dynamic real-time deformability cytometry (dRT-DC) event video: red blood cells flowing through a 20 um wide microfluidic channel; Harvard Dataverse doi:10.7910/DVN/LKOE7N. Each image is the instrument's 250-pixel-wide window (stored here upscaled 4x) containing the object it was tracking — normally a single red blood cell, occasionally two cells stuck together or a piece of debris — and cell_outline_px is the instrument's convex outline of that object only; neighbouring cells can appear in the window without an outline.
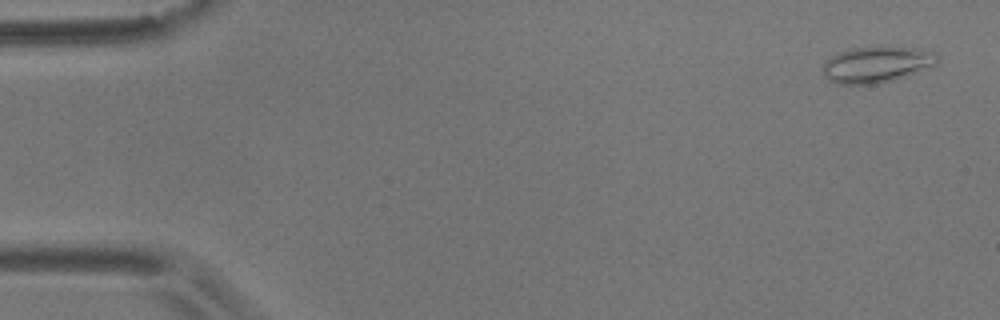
{"species": "common noctule bat (a hibernating species)", "species_latin": "Nyctalus noctula", "temperature_condition": "room temperature", "stored_images_in_passage": 5, "camera_frame_rate_fps": 3000, "um_per_image_px": 0.085, "animal": {"sex": "male", "body_mass_g": 17.9}, "frame": {"image": 1, "passage_image": 1, "time_ms": 0.0, "image_size_px": [1000, 320], "cell_outline_px": [[936, 64], [916, 72], [888, 80], [872, 84], [840, 84], [828, 80], [824, 76], [824, 64], [832, 56], [840, 52], [856, 48], [904, 48], [932, 52], [936, 56]], "centroid_in_image_um": [74.44, 5.51], "position_along_channel_um": 10.6, "area_um2": 22.77}}